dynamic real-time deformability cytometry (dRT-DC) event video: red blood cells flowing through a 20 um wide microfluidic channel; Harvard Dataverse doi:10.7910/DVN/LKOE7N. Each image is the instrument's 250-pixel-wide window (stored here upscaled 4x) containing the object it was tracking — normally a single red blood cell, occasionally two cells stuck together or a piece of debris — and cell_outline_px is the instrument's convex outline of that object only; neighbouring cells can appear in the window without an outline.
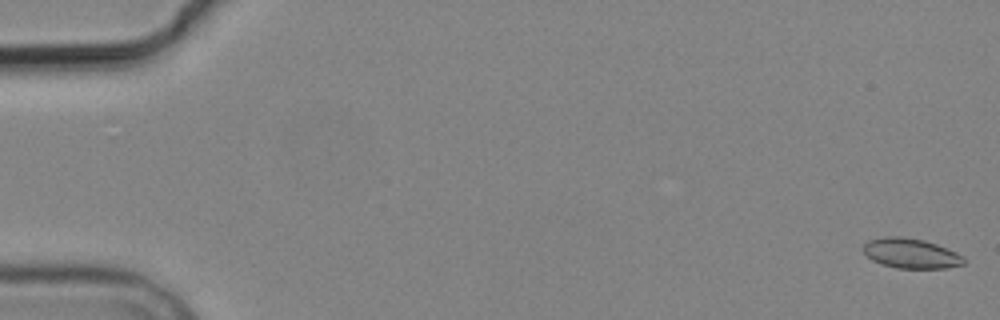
{"species": "common noctule bat (a hibernating species)", "species_latin": "Nyctalus noctula", "temperature_condition": "cold", "stored_images_in_passage": 6, "camera_frame_rate_fps": 3000, "um_per_image_px": 0.085, "animal": {"sex": "male", "body_mass_g": 19.2, "forearm_length_mm": 51.8}, "frame": {"image": 1, "passage_image": 1, "time_ms": 0.0, "image_size_px": [1000, 320], "cell_outline_px": [[964, 264], [948, 268], [896, 268], [872, 260], [864, 252], [864, 244], [868, 240], [888, 236], [900, 236], [924, 240], [936, 244], [956, 252], [964, 256]], "centroid_in_image_um": [77.45, 21.53], "position_along_channel_um": 7.6, "area_um2": 17.4}}
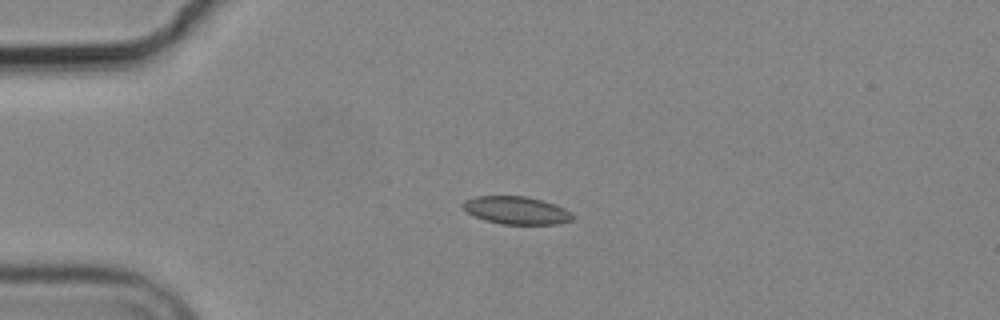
{"frame": {"image": 2, "passage_image": 4, "time_ms": 4.333, "image_size_px": [1000, 320], "cell_outline_px": [[576, 216], [572, 220], [556, 224], [500, 224], [484, 220], [468, 212], [460, 204], [464, 200], [476, 196], [528, 196], [564, 208], [572, 212]], "centroid_in_image_um": [43.89, 17.88], "position_along_channel_um": 41.1, "area_um2": 17.74}}
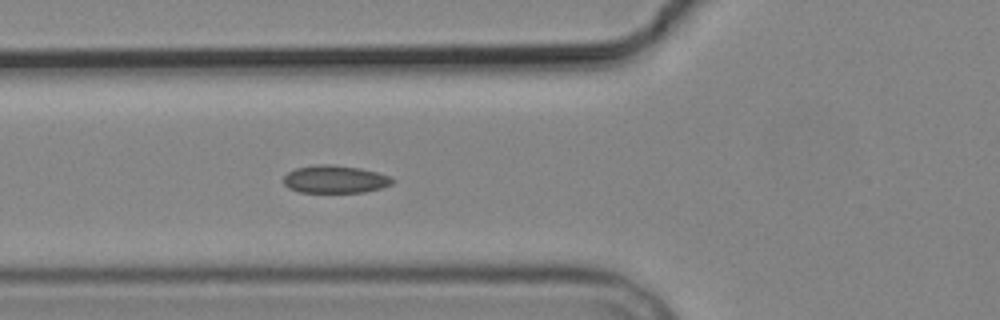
{"frame": {"image": 3, "passage_image": 6, "time_ms": 6.667, "image_size_px": [1000, 320], "cell_outline_px": [[396, 180], [392, 184], [380, 188], [364, 192], [300, 192], [288, 188], [284, 184], [284, 176], [288, 172], [296, 168], [316, 164], [332, 164], [360, 168], [392, 176]], "centroid_in_image_um": [28.49, 15.23], "position_along_channel_um": 97.3, "area_um2": 17.69}}